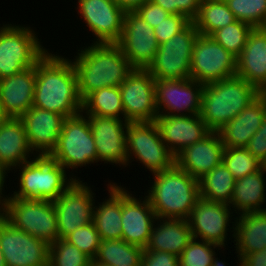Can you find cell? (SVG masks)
<instances>
[{"mask_svg": "<svg viewBox=\"0 0 266 266\" xmlns=\"http://www.w3.org/2000/svg\"><path fill=\"white\" fill-rule=\"evenodd\" d=\"M257 97L258 89L238 76L204 84L200 117L217 132Z\"/></svg>", "mask_w": 266, "mask_h": 266, "instance_id": "cell-4", "label": "cell"}, {"mask_svg": "<svg viewBox=\"0 0 266 266\" xmlns=\"http://www.w3.org/2000/svg\"><path fill=\"white\" fill-rule=\"evenodd\" d=\"M262 28H263L264 31L266 32V23H265V25H264Z\"/></svg>", "mask_w": 266, "mask_h": 266, "instance_id": "cell-54", "label": "cell"}, {"mask_svg": "<svg viewBox=\"0 0 266 266\" xmlns=\"http://www.w3.org/2000/svg\"><path fill=\"white\" fill-rule=\"evenodd\" d=\"M258 96L263 100L264 105L266 107V84H264L259 90H258Z\"/></svg>", "mask_w": 266, "mask_h": 266, "instance_id": "cell-51", "label": "cell"}, {"mask_svg": "<svg viewBox=\"0 0 266 266\" xmlns=\"http://www.w3.org/2000/svg\"><path fill=\"white\" fill-rule=\"evenodd\" d=\"M0 249L6 266L48 265L49 245L12 227L0 216Z\"/></svg>", "mask_w": 266, "mask_h": 266, "instance_id": "cell-15", "label": "cell"}, {"mask_svg": "<svg viewBox=\"0 0 266 266\" xmlns=\"http://www.w3.org/2000/svg\"><path fill=\"white\" fill-rule=\"evenodd\" d=\"M9 117L7 116L4 107H3V103L1 101V96H0V122L7 120Z\"/></svg>", "mask_w": 266, "mask_h": 266, "instance_id": "cell-52", "label": "cell"}, {"mask_svg": "<svg viewBox=\"0 0 266 266\" xmlns=\"http://www.w3.org/2000/svg\"><path fill=\"white\" fill-rule=\"evenodd\" d=\"M19 165V189L10 197L24 199L56 200L76 180V176L67 179L65 168L49 156L33 155Z\"/></svg>", "mask_w": 266, "mask_h": 266, "instance_id": "cell-5", "label": "cell"}, {"mask_svg": "<svg viewBox=\"0 0 266 266\" xmlns=\"http://www.w3.org/2000/svg\"><path fill=\"white\" fill-rule=\"evenodd\" d=\"M191 21L184 15L170 14L154 30L158 44L168 41L182 31Z\"/></svg>", "mask_w": 266, "mask_h": 266, "instance_id": "cell-42", "label": "cell"}, {"mask_svg": "<svg viewBox=\"0 0 266 266\" xmlns=\"http://www.w3.org/2000/svg\"><path fill=\"white\" fill-rule=\"evenodd\" d=\"M78 3V13L96 35L93 43H117L120 40L125 12L113 0H78Z\"/></svg>", "mask_w": 266, "mask_h": 266, "instance_id": "cell-19", "label": "cell"}, {"mask_svg": "<svg viewBox=\"0 0 266 266\" xmlns=\"http://www.w3.org/2000/svg\"><path fill=\"white\" fill-rule=\"evenodd\" d=\"M141 266H179V257L165 251H143Z\"/></svg>", "mask_w": 266, "mask_h": 266, "instance_id": "cell-46", "label": "cell"}, {"mask_svg": "<svg viewBox=\"0 0 266 266\" xmlns=\"http://www.w3.org/2000/svg\"><path fill=\"white\" fill-rule=\"evenodd\" d=\"M124 12H135L149 0H113Z\"/></svg>", "mask_w": 266, "mask_h": 266, "instance_id": "cell-48", "label": "cell"}, {"mask_svg": "<svg viewBox=\"0 0 266 266\" xmlns=\"http://www.w3.org/2000/svg\"><path fill=\"white\" fill-rule=\"evenodd\" d=\"M144 248L122 239L101 240L93 263L98 266H141Z\"/></svg>", "mask_w": 266, "mask_h": 266, "instance_id": "cell-32", "label": "cell"}, {"mask_svg": "<svg viewBox=\"0 0 266 266\" xmlns=\"http://www.w3.org/2000/svg\"><path fill=\"white\" fill-rule=\"evenodd\" d=\"M241 259L242 266H266V247L261 251L245 254Z\"/></svg>", "mask_w": 266, "mask_h": 266, "instance_id": "cell-47", "label": "cell"}, {"mask_svg": "<svg viewBox=\"0 0 266 266\" xmlns=\"http://www.w3.org/2000/svg\"><path fill=\"white\" fill-rule=\"evenodd\" d=\"M126 145L128 164L134 156L152 174L175 165V156L162 141L155 121L128 122Z\"/></svg>", "mask_w": 266, "mask_h": 266, "instance_id": "cell-9", "label": "cell"}, {"mask_svg": "<svg viewBox=\"0 0 266 266\" xmlns=\"http://www.w3.org/2000/svg\"><path fill=\"white\" fill-rule=\"evenodd\" d=\"M119 87L126 121H155V79L147 69H134Z\"/></svg>", "mask_w": 266, "mask_h": 266, "instance_id": "cell-13", "label": "cell"}, {"mask_svg": "<svg viewBox=\"0 0 266 266\" xmlns=\"http://www.w3.org/2000/svg\"><path fill=\"white\" fill-rule=\"evenodd\" d=\"M36 64L0 79V96L9 118H20L33 106Z\"/></svg>", "mask_w": 266, "mask_h": 266, "instance_id": "cell-24", "label": "cell"}, {"mask_svg": "<svg viewBox=\"0 0 266 266\" xmlns=\"http://www.w3.org/2000/svg\"><path fill=\"white\" fill-rule=\"evenodd\" d=\"M77 55L72 63L81 100L96 90L120 86L135 69L116 43H92Z\"/></svg>", "mask_w": 266, "mask_h": 266, "instance_id": "cell-2", "label": "cell"}, {"mask_svg": "<svg viewBox=\"0 0 266 266\" xmlns=\"http://www.w3.org/2000/svg\"><path fill=\"white\" fill-rule=\"evenodd\" d=\"M239 217V218H238ZM233 224L237 256L261 251L266 247V210L240 214Z\"/></svg>", "mask_w": 266, "mask_h": 266, "instance_id": "cell-29", "label": "cell"}, {"mask_svg": "<svg viewBox=\"0 0 266 266\" xmlns=\"http://www.w3.org/2000/svg\"><path fill=\"white\" fill-rule=\"evenodd\" d=\"M36 36L30 27H0V79L34 66L47 52Z\"/></svg>", "mask_w": 266, "mask_h": 266, "instance_id": "cell-8", "label": "cell"}, {"mask_svg": "<svg viewBox=\"0 0 266 266\" xmlns=\"http://www.w3.org/2000/svg\"><path fill=\"white\" fill-rule=\"evenodd\" d=\"M64 239L76 246L92 260L95 258L102 240L93 222L78 227Z\"/></svg>", "mask_w": 266, "mask_h": 266, "instance_id": "cell-41", "label": "cell"}, {"mask_svg": "<svg viewBox=\"0 0 266 266\" xmlns=\"http://www.w3.org/2000/svg\"><path fill=\"white\" fill-rule=\"evenodd\" d=\"M156 221L158 226L154 224L144 251H165L179 256L193 239L188 220L157 218Z\"/></svg>", "mask_w": 266, "mask_h": 266, "instance_id": "cell-27", "label": "cell"}, {"mask_svg": "<svg viewBox=\"0 0 266 266\" xmlns=\"http://www.w3.org/2000/svg\"><path fill=\"white\" fill-rule=\"evenodd\" d=\"M0 216L12 227L29 233L48 245L59 239L53 201L8 197L0 206Z\"/></svg>", "mask_w": 266, "mask_h": 266, "instance_id": "cell-6", "label": "cell"}, {"mask_svg": "<svg viewBox=\"0 0 266 266\" xmlns=\"http://www.w3.org/2000/svg\"><path fill=\"white\" fill-rule=\"evenodd\" d=\"M86 115L94 137L98 161L127 166L128 121L94 114Z\"/></svg>", "mask_w": 266, "mask_h": 266, "instance_id": "cell-17", "label": "cell"}, {"mask_svg": "<svg viewBox=\"0 0 266 266\" xmlns=\"http://www.w3.org/2000/svg\"><path fill=\"white\" fill-rule=\"evenodd\" d=\"M199 35L191 21L182 31L159 44L147 70L155 80L188 79L195 41Z\"/></svg>", "mask_w": 266, "mask_h": 266, "instance_id": "cell-10", "label": "cell"}, {"mask_svg": "<svg viewBox=\"0 0 266 266\" xmlns=\"http://www.w3.org/2000/svg\"><path fill=\"white\" fill-rule=\"evenodd\" d=\"M169 14H180L192 21L197 15L201 0H150Z\"/></svg>", "mask_w": 266, "mask_h": 266, "instance_id": "cell-43", "label": "cell"}, {"mask_svg": "<svg viewBox=\"0 0 266 266\" xmlns=\"http://www.w3.org/2000/svg\"><path fill=\"white\" fill-rule=\"evenodd\" d=\"M254 27L246 22L236 20L215 31L211 37L227 51L238 57L247 43L249 34Z\"/></svg>", "mask_w": 266, "mask_h": 266, "instance_id": "cell-36", "label": "cell"}, {"mask_svg": "<svg viewBox=\"0 0 266 266\" xmlns=\"http://www.w3.org/2000/svg\"><path fill=\"white\" fill-rule=\"evenodd\" d=\"M6 171L8 172L9 170L0 163V206L8 199V196L5 197L4 195H2L3 194L2 190H4L3 185L5 183V178H6V176H8V175H6L7 174ZM3 196H4V198H3Z\"/></svg>", "mask_w": 266, "mask_h": 266, "instance_id": "cell-49", "label": "cell"}, {"mask_svg": "<svg viewBox=\"0 0 266 266\" xmlns=\"http://www.w3.org/2000/svg\"><path fill=\"white\" fill-rule=\"evenodd\" d=\"M155 123L168 149L176 156L181 150L206 137L211 130L198 115H158Z\"/></svg>", "mask_w": 266, "mask_h": 266, "instance_id": "cell-20", "label": "cell"}, {"mask_svg": "<svg viewBox=\"0 0 266 266\" xmlns=\"http://www.w3.org/2000/svg\"><path fill=\"white\" fill-rule=\"evenodd\" d=\"M224 149L219 133L211 131L202 140L181 150L175 156V165L199 180L222 163Z\"/></svg>", "mask_w": 266, "mask_h": 266, "instance_id": "cell-23", "label": "cell"}, {"mask_svg": "<svg viewBox=\"0 0 266 266\" xmlns=\"http://www.w3.org/2000/svg\"><path fill=\"white\" fill-rule=\"evenodd\" d=\"M245 148L266 166V116L261 127L252 136Z\"/></svg>", "mask_w": 266, "mask_h": 266, "instance_id": "cell-44", "label": "cell"}, {"mask_svg": "<svg viewBox=\"0 0 266 266\" xmlns=\"http://www.w3.org/2000/svg\"><path fill=\"white\" fill-rule=\"evenodd\" d=\"M237 57L211 36L198 35L192 53L190 78L202 84L236 76Z\"/></svg>", "mask_w": 266, "mask_h": 266, "instance_id": "cell-11", "label": "cell"}, {"mask_svg": "<svg viewBox=\"0 0 266 266\" xmlns=\"http://www.w3.org/2000/svg\"><path fill=\"white\" fill-rule=\"evenodd\" d=\"M90 266H98V265H96L95 263H92Z\"/></svg>", "mask_w": 266, "mask_h": 266, "instance_id": "cell-55", "label": "cell"}, {"mask_svg": "<svg viewBox=\"0 0 266 266\" xmlns=\"http://www.w3.org/2000/svg\"><path fill=\"white\" fill-rule=\"evenodd\" d=\"M116 44L135 69H147L159 47L153 28L135 12H125L122 34Z\"/></svg>", "mask_w": 266, "mask_h": 266, "instance_id": "cell-16", "label": "cell"}, {"mask_svg": "<svg viewBox=\"0 0 266 266\" xmlns=\"http://www.w3.org/2000/svg\"><path fill=\"white\" fill-rule=\"evenodd\" d=\"M135 13L146 21L152 28H155L170 14L159 5L154 4L152 1L145 2L140 6Z\"/></svg>", "mask_w": 266, "mask_h": 266, "instance_id": "cell-45", "label": "cell"}, {"mask_svg": "<svg viewBox=\"0 0 266 266\" xmlns=\"http://www.w3.org/2000/svg\"><path fill=\"white\" fill-rule=\"evenodd\" d=\"M266 166L257 172L235 180L233 195L229 206L238 210L239 215L248 212L265 211Z\"/></svg>", "mask_w": 266, "mask_h": 266, "instance_id": "cell-31", "label": "cell"}, {"mask_svg": "<svg viewBox=\"0 0 266 266\" xmlns=\"http://www.w3.org/2000/svg\"><path fill=\"white\" fill-rule=\"evenodd\" d=\"M33 106L65 117L81 112L82 100L71 59L47 51L36 62Z\"/></svg>", "mask_w": 266, "mask_h": 266, "instance_id": "cell-1", "label": "cell"}, {"mask_svg": "<svg viewBox=\"0 0 266 266\" xmlns=\"http://www.w3.org/2000/svg\"><path fill=\"white\" fill-rule=\"evenodd\" d=\"M203 87L191 78L155 80L158 115L200 114Z\"/></svg>", "mask_w": 266, "mask_h": 266, "instance_id": "cell-14", "label": "cell"}, {"mask_svg": "<svg viewBox=\"0 0 266 266\" xmlns=\"http://www.w3.org/2000/svg\"><path fill=\"white\" fill-rule=\"evenodd\" d=\"M236 76L243 78L258 90L266 84V32L254 28L237 57Z\"/></svg>", "mask_w": 266, "mask_h": 266, "instance_id": "cell-26", "label": "cell"}, {"mask_svg": "<svg viewBox=\"0 0 266 266\" xmlns=\"http://www.w3.org/2000/svg\"><path fill=\"white\" fill-rule=\"evenodd\" d=\"M94 193L87 183L76 179L53 201L59 239H64L78 227L93 222L95 200Z\"/></svg>", "mask_w": 266, "mask_h": 266, "instance_id": "cell-12", "label": "cell"}, {"mask_svg": "<svg viewBox=\"0 0 266 266\" xmlns=\"http://www.w3.org/2000/svg\"><path fill=\"white\" fill-rule=\"evenodd\" d=\"M93 260L65 239L49 245V266H90Z\"/></svg>", "mask_w": 266, "mask_h": 266, "instance_id": "cell-38", "label": "cell"}, {"mask_svg": "<svg viewBox=\"0 0 266 266\" xmlns=\"http://www.w3.org/2000/svg\"><path fill=\"white\" fill-rule=\"evenodd\" d=\"M0 266H6L1 249H0Z\"/></svg>", "mask_w": 266, "mask_h": 266, "instance_id": "cell-53", "label": "cell"}, {"mask_svg": "<svg viewBox=\"0 0 266 266\" xmlns=\"http://www.w3.org/2000/svg\"><path fill=\"white\" fill-rule=\"evenodd\" d=\"M65 116L32 106L21 117L32 151L49 156L55 149ZM39 152V153H38Z\"/></svg>", "mask_w": 266, "mask_h": 266, "instance_id": "cell-21", "label": "cell"}, {"mask_svg": "<svg viewBox=\"0 0 266 266\" xmlns=\"http://www.w3.org/2000/svg\"><path fill=\"white\" fill-rule=\"evenodd\" d=\"M235 179L222 162L199 179L200 197L214 202L230 204Z\"/></svg>", "mask_w": 266, "mask_h": 266, "instance_id": "cell-34", "label": "cell"}, {"mask_svg": "<svg viewBox=\"0 0 266 266\" xmlns=\"http://www.w3.org/2000/svg\"><path fill=\"white\" fill-rule=\"evenodd\" d=\"M266 116V107L258 96L234 119L225 124L219 131L225 147H245L256 131L261 127Z\"/></svg>", "mask_w": 266, "mask_h": 266, "instance_id": "cell-25", "label": "cell"}, {"mask_svg": "<svg viewBox=\"0 0 266 266\" xmlns=\"http://www.w3.org/2000/svg\"><path fill=\"white\" fill-rule=\"evenodd\" d=\"M109 198L94 206L93 223L102 240L122 238V187L110 183Z\"/></svg>", "mask_w": 266, "mask_h": 266, "instance_id": "cell-30", "label": "cell"}, {"mask_svg": "<svg viewBox=\"0 0 266 266\" xmlns=\"http://www.w3.org/2000/svg\"><path fill=\"white\" fill-rule=\"evenodd\" d=\"M197 240V241H196ZM218 244L193 238L179 257V266H212Z\"/></svg>", "mask_w": 266, "mask_h": 266, "instance_id": "cell-40", "label": "cell"}, {"mask_svg": "<svg viewBox=\"0 0 266 266\" xmlns=\"http://www.w3.org/2000/svg\"><path fill=\"white\" fill-rule=\"evenodd\" d=\"M236 21L225 0H201L198 15L192 20L200 35L215 31Z\"/></svg>", "mask_w": 266, "mask_h": 266, "instance_id": "cell-33", "label": "cell"}, {"mask_svg": "<svg viewBox=\"0 0 266 266\" xmlns=\"http://www.w3.org/2000/svg\"><path fill=\"white\" fill-rule=\"evenodd\" d=\"M153 176L147 198L156 217L188 220L200 198L199 180L176 165Z\"/></svg>", "mask_w": 266, "mask_h": 266, "instance_id": "cell-3", "label": "cell"}, {"mask_svg": "<svg viewBox=\"0 0 266 266\" xmlns=\"http://www.w3.org/2000/svg\"><path fill=\"white\" fill-rule=\"evenodd\" d=\"M138 199L122 188L121 239L127 243L145 248L157 217L147 196L144 197L143 201L140 198Z\"/></svg>", "mask_w": 266, "mask_h": 266, "instance_id": "cell-22", "label": "cell"}, {"mask_svg": "<svg viewBox=\"0 0 266 266\" xmlns=\"http://www.w3.org/2000/svg\"><path fill=\"white\" fill-rule=\"evenodd\" d=\"M49 157L72 170L98 162L94 137L85 114L80 112L65 118L58 143Z\"/></svg>", "mask_w": 266, "mask_h": 266, "instance_id": "cell-7", "label": "cell"}, {"mask_svg": "<svg viewBox=\"0 0 266 266\" xmlns=\"http://www.w3.org/2000/svg\"><path fill=\"white\" fill-rule=\"evenodd\" d=\"M32 153L20 118H8L0 122V163L9 172L31 160L29 155Z\"/></svg>", "mask_w": 266, "mask_h": 266, "instance_id": "cell-28", "label": "cell"}, {"mask_svg": "<svg viewBox=\"0 0 266 266\" xmlns=\"http://www.w3.org/2000/svg\"><path fill=\"white\" fill-rule=\"evenodd\" d=\"M238 260L240 263L239 266H242V259L239 256H238ZM225 264L226 262L222 260L220 261V259L218 260V258H216V255L213 257L212 266H226Z\"/></svg>", "mask_w": 266, "mask_h": 266, "instance_id": "cell-50", "label": "cell"}, {"mask_svg": "<svg viewBox=\"0 0 266 266\" xmlns=\"http://www.w3.org/2000/svg\"><path fill=\"white\" fill-rule=\"evenodd\" d=\"M229 204L199 198L188 218L192 236L195 239L218 244L223 248L227 241L229 218L232 217ZM231 215V216H230ZM200 238V239H199Z\"/></svg>", "mask_w": 266, "mask_h": 266, "instance_id": "cell-18", "label": "cell"}, {"mask_svg": "<svg viewBox=\"0 0 266 266\" xmlns=\"http://www.w3.org/2000/svg\"><path fill=\"white\" fill-rule=\"evenodd\" d=\"M81 112L125 120L120 87H105L88 94L82 100Z\"/></svg>", "mask_w": 266, "mask_h": 266, "instance_id": "cell-35", "label": "cell"}, {"mask_svg": "<svg viewBox=\"0 0 266 266\" xmlns=\"http://www.w3.org/2000/svg\"><path fill=\"white\" fill-rule=\"evenodd\" d=\"M222 162L235 180L253 174L264 166L245 147H225Z\"/></svg>", "mask_w": 266, "mask_h": 266, "instance_id": "cell-37", "label": "cell"}, {"mask_svg": "<svg viewBox=\"0 0 266 266\" xmlns=\"http://www.w3.org/2000/svg\"><path fill=\"white\" fill-rule=\"evenodd\" d=\"M236 20L246 22L254 28L266 23V0H225Z\"/></svg>", "mask_w": 266, "mask_h": 266, "instance_id": "cell-39", "label": "cell"}]
</instances>
